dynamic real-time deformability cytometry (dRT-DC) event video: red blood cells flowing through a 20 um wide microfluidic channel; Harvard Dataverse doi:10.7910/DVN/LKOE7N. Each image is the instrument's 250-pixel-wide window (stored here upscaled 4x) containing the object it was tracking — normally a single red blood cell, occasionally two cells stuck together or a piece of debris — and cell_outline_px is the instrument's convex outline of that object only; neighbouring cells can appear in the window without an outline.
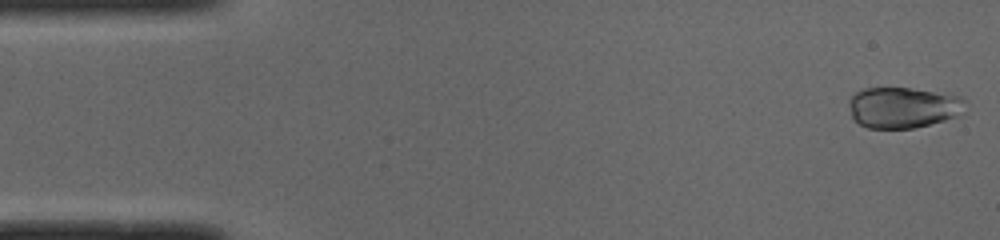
{"species": "common noctule bat (a hibernating species)", "species_latin": "Nyctalus noctula", "temperature_condition": "cold", "stored_images_in_passage": 49, "camera_frame_rate_fps": 3000, "um_per_image_px": 0.085, "animal": {"sex": "male", "body_mass_g": 19.0, "forearm_length_mm": 50.8}, "frame": {"image": 1, "passage_image": 1, "time_ms": 0.0, "image_size_px": [1000, 240], "cell_outline_px": [[968, 100], [964, 116], [912, 128], [868, 128], [860, 124], [852, 116], [848, 104], [848, 100], [856, 92], [864, 88], [908, 88], [948, 92], [960, 96]], "centroid_in_image_um": [76.88, 9.12], "position_along_channel_um": 8.1, "area_um2": 28.5}}
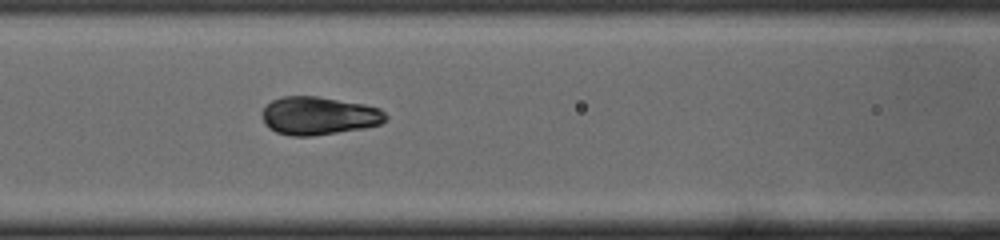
{"frame": {"image": 2, "passage_image": 20, "time_ms": 6.333, "image_size_px": [1000, 240], "cell_outline_px": [[388, 120], [380, 124], [364, 128], [312, 136], [292, 136], [276, 132], [268, 128], [264, 124], [260, 112], [264, 104], [272, 100], [284, 96], [316, 96], [364, 104], [380, 108], [388, 116]], "centroid_in_image_um": [27.06, 9.84], "position_along_channel_um": 139.5, "area_um2": 27.8}}
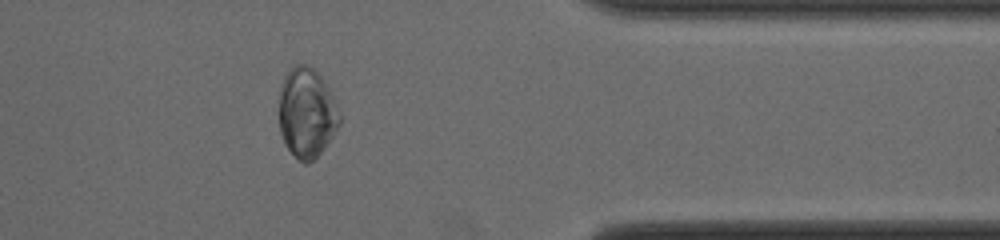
{"frame": {"image": 3, "passage_image": 40, "time_ms": 13.0, "image_size_px": [1000, 240], "cell_outline_px": [[340, 124], [324, 148], [308, 164], [304, 164], [284, 144], [280, 132], [280, 92], [284, 76], [296, 64], [304, 64], [312, 68], [324, 80], [340, 112]], "centroid_in_image_um": [26.08, 9.6], "position_along_channel_um": 385.3, "area_um2": 31.21}, "authors_computed_cell_mechanics": {"area_um2": 27.2238, "velocity_mm_per_s": 3.9727, "shape_relaxation_time_tau1_ms": 3.2714, "shape_relaxation_time_tau2_ms": null, "deformation_change_tau1": 0.1128, "deformation_change_tau2": null}}